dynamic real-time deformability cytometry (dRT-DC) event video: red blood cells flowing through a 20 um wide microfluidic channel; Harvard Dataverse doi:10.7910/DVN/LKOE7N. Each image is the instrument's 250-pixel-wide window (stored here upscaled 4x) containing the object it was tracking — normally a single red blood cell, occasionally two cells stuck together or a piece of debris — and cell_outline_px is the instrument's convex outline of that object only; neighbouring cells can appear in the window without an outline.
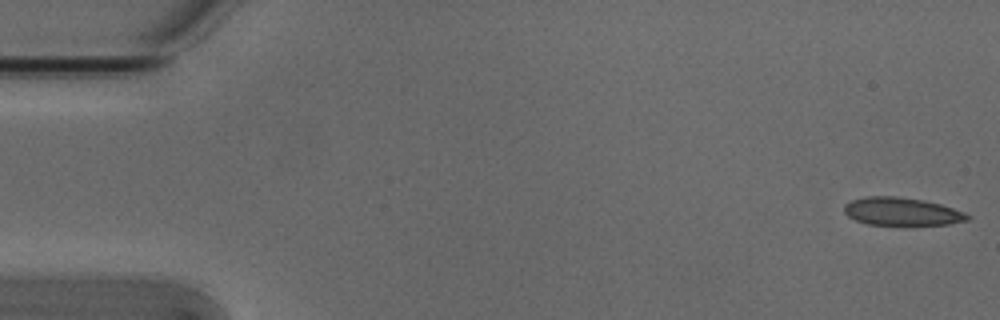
{"species": "Egyptian fruit bat (a non-hibernating species)", "species_latin": "Rousettus aegyptiacus", "temperature_condition": "cold", "stored_images_in_passage": 53, "camera_frame_rate_fps": 3000, "um_per_image_px": 0.085, "animal": {"sex": "male"}, "frame": {"image": 1, "passage_image": 1, "time_ms": 0.0, "image_size_px": [1000, 320], "cell_outline_px": [[972, 216], [968, 220], [948, 224], [904, 228], [868, 224], [856, 220], [848, 216], [844, 212], [844, 204], [852, 200], [868, 196], [896, 196], [924, 200], [940, 204], [964, 212]], "centroid_in_image_um": [76.67, 18.03], "position_along_channel_um": 8.3, "area_um2": 20.98}}
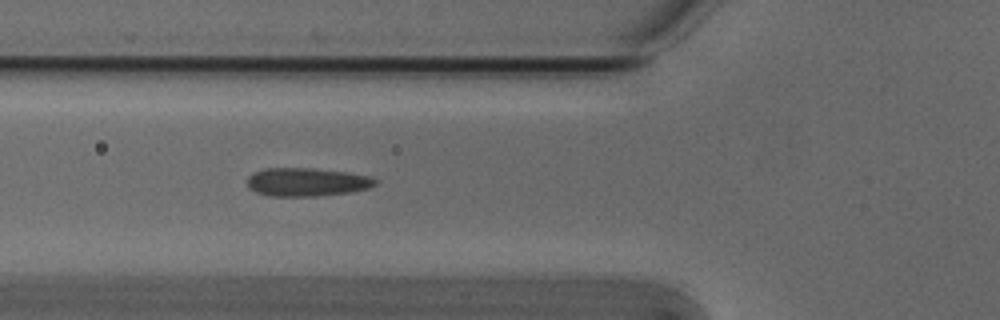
{"frame": {"image": 2, "passage_image": 19, "time_ms": 6.0, "image_size_px": [1000, 320], "cell_outline_px": [[380, 180], [376, 184], [368, 188], [352, 192], [316, 196], [268, 196], [256, 192], [248, 188], [248, 176], [264, 168], [312, 168], [348, 172], [368, 176]], "centroid_in_image_um": [26.09, 15.47], "position_along_channel_um": 99.7, "area_um2": 21.27}}
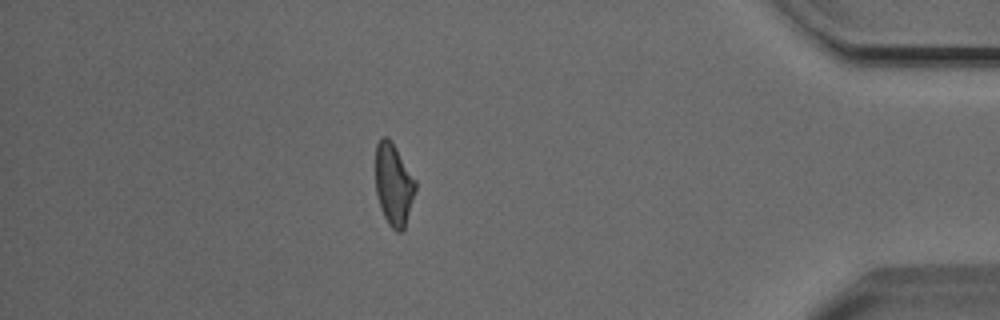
{"frame": {"image": 3, "passage_image": 46, "time_ms": 15.0, "image_size_px": [1000, 320], "cell_outline_px": [[416, 188], [404, 228], [400, 232], [396, 232], [388, 224], [380, 208], [376, 192], [376, 144], [380, 136], [388, 136], [392, 140], [416, 180]], "centroid_in_image_um": [33.45, 15.63], "position_along_channel_um": 401.8, "area_um2": 19.19}, "authors_computed_cell_mechanics": {"area_um2": 20.5768, "velocity_mm_per_s": 3.8426, "shape_relaxation_time_tau1_ms": null, "shape_relaxation_time_tau2_ms": 2.0803, "deformation_change_tau1": null, "deformation_change_tau2": 0.0863}}